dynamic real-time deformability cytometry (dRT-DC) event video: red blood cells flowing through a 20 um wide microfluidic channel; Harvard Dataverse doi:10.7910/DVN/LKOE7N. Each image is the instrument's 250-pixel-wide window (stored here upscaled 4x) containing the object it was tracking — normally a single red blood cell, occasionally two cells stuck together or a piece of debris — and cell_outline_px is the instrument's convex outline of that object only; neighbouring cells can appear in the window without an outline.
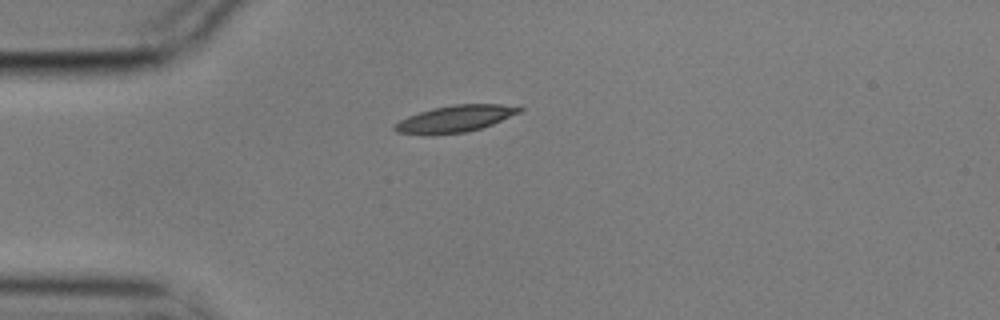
{"species": "common noctule bat (a hibernating species)", "species_latin": "Nyctalus noctula", "temperature_condition": "cold", "stored_images_in_passage": 2, "camera_frame_rate_fps": 3000, "um_per_image_px": 0.085, "animal": {"sex": "male", "body_mass_g": 17.9}, "frame": {"image": 1, "passage_image": 1, "time_ms": 0.0, "image_size_px": [1000, 320], "cell_outline_px": [[524, 108], [520, 112], [492, 124], [480, 128], [464, 132], [396, 132], [392, 128], [400, 120], [408, 116], [432, 108], [456, 104], [500, 104]], "centroid_in_image_um": [38.75, 10.04], "position_along_channel_um": 46.3, "area_um2": 18.38}}